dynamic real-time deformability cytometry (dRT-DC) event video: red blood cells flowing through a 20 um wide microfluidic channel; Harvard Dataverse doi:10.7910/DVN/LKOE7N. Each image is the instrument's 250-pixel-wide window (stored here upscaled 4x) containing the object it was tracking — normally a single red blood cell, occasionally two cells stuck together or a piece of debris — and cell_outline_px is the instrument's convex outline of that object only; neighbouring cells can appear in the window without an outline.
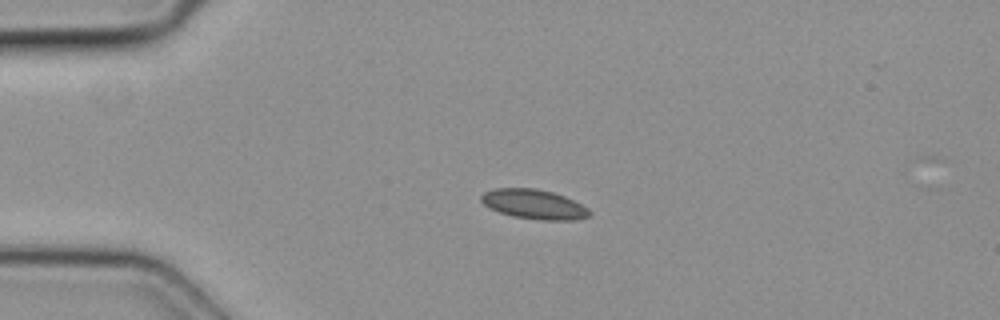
{"species": "common noctule bat (a hibernating species)", "species_latin": "Nyctalus noctula", "temperature_condition": "cold", "stored_images_in_passage": 4, "camera_frame_rate_fps": 3000, "um_per_image_px": 0.085, "animal": {"sex": "female", "body_mass_g": 19.3, "forearm_length_mm": 54.1}, "frame": {"image": 1, "passage_image": 3, "time_ms": 0.667, "image_size_px": [1000, 320], "cell_outline_px": [[592, 212], [588, 216], [576, 220], [540, 220], [512, 216], [488, 208], [480, 200], [480, 196], [484, 192], [492, 188], [536, 188], [552, 192], [564, 196], [588, 208]], "centroid_in_image_um": [45.35, 17.36], "position_along_channel_um": 39.6, "area_um2": 18.73}}